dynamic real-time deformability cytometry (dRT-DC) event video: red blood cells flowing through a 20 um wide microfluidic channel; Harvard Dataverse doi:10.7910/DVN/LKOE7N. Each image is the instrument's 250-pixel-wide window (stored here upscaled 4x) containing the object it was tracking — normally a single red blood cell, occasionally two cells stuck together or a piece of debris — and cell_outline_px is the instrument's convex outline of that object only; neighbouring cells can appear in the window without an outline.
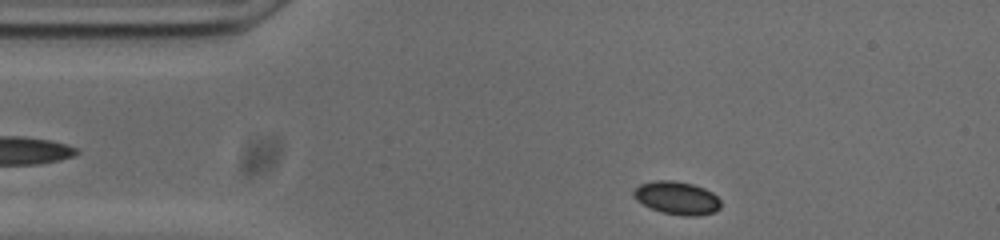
{"species": "common noctule bat (a hibernating species)", "species_latin": "Nyctalus noctula", "temperature_condition": "cold", "stored_images_in_passage": 47, "camera_frame_rate_fps": 3000, "um_per_image_px": 0.085, "animal": {"sex": "male", "body_mass_g": 20.0, "forearm_length_mm": 53.3}, "frame": {"image": 1, "passage_image": 2, "time_ms": 0.333, "image_size_px": [1000, 240], "cell_outline_px": [[720, 208], [716, 212], [696, 216], [684, 216], [660, 212], [636, 200], [632, 196], [632, 192], [640, 184], [656, 180], [672, 180], [692, 184], [704, 188], [712, 192], [720, 200]], "centroid_in_image_um": [57.54, 16.83], "position_along_channel_um": 27.5, "area_um2": 16.82}}
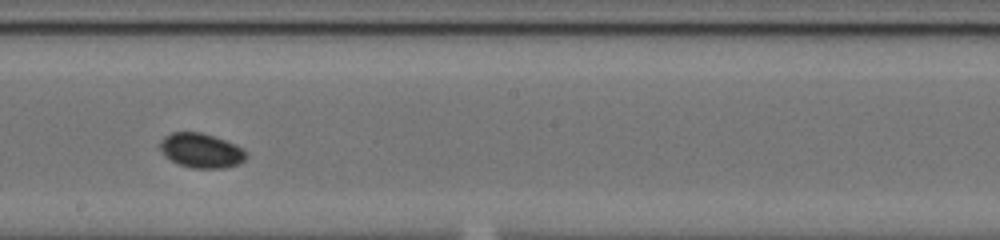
{"frame": {"image": 2, "passage_image": 22, "time_ms": 7.0, "image_size_px": [1000, 240], "cell_outline_px": [[248, 156], [240, 164], [224, 168], [192, 168], [180, 164], [164, 156], [160, 148], [160, 140], [164, 136], [172, 132], [200, 132], [224, 140], [244, 148], [248, 152]], "centroid_in_image_um": [17.12, 12.8], "position_along_channel_um": 231.1, "area_um2": 17.4}}
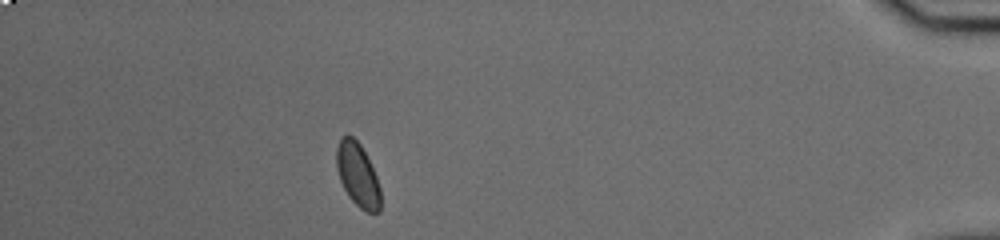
{"frame": {"image": 3, "passage_image": 41, "time_ms": 13.333, "image_size_px": [1000, 240], "cell_outline_px": [[380, 212], [368, 212], [360, 208], [348, 196], [340, 180], [336, 168], [336, 148], [340, 136], [352, 136], [360, 144], [376, 176], [380, 188]], "centroid_in_image_um": [30.38, 14.86], "position_along_channel_um": 404.8, "area_um2": 16.18}, "authors_computed_cell_mechanics": {"area_um2": 16.6464, "velocity_mm_per_s": 3.7041, "shape_relaxation_time_tau1_ms": 9.3915, "shape_relaxation_time_tau2_ms": null, "deformation_change_tau1": 0.1412, "deformation_change_tau2": null}}